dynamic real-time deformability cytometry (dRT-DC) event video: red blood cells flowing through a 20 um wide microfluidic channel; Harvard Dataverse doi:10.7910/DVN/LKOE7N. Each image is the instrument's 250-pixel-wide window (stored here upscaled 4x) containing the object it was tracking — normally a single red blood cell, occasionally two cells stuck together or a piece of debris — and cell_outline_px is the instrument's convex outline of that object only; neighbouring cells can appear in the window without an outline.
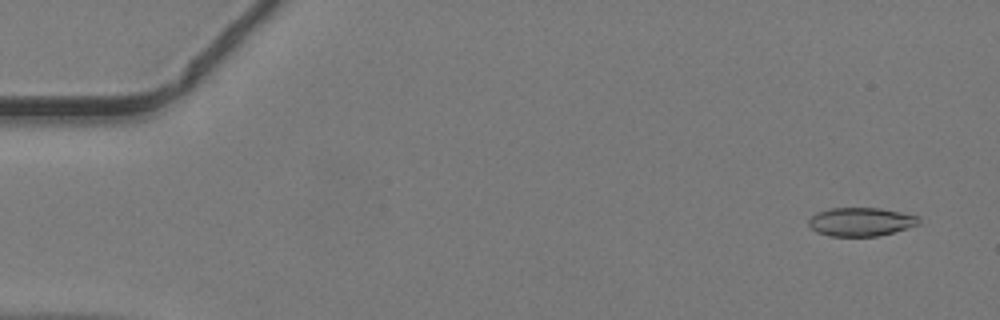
{"species": "common noctule bat (a hibernating species)", "species_latin": "Nyctalus noctula", "temperature_condition": "warm", "stored_images_in_passage": 48, "camera_frame_rate_fps": 3000, "um_per_image_px": 0.085, "animal": {"sex": "male", "body_mass_g": 19.2, "forearm_length_mm": 51.8}, "frame": {"image": 1, "passage_image": 3, "time_ms": 0.667, "image_size_px": [1000, 320], "cell_outline_px": [[920, 224], [892, 232], [876, 236], [828, 236], [816, 232], [808, 224], [808, 220], [816, 212], [832, 208], [880, 208], [920, 216]], "centroid_in_image_um": [73.16, 18.85], "position_along_channel_um": 11.8, "area_um2": 18.32}}
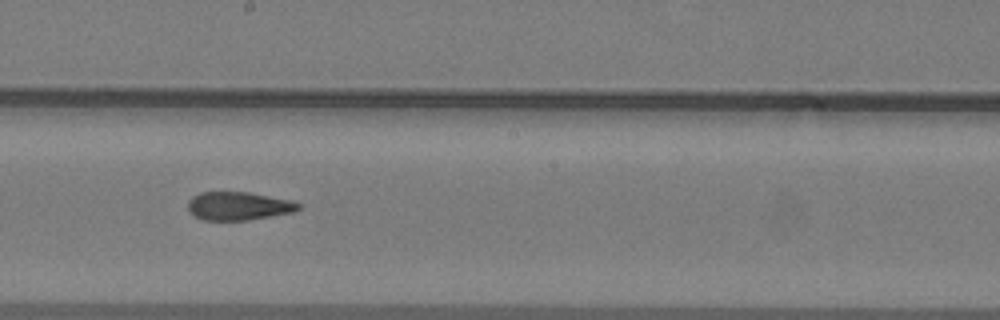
{"frame": {"image": 2, "passage_image": 27, "time_ms": 8.667, "image_size_px": [1000, 320], "cell_outline_px": [[300, 208], [296, 212], [248, 220], [204, 220], [192, 216], [188, 212], [188, 200], [192, 196], [200, 192], [248, 192], [292, 200], [300, 204]], "centroid_in_image_um": [20.26, 17.51], "position_along_channel_um": 227.9, "area_um2": 18.5}}
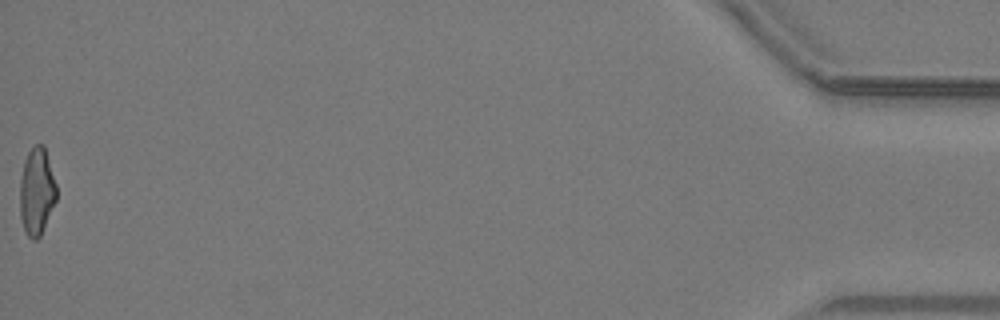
{"frame": {"image": 3, "passage_image": 48, "time_ms": 15.667, "image_size_px": [1000, 320], "cell_outline_px": [[56, 200], [40, 236], [36, 240], [32, 240], [28, 236], [24, 228], [20, 216], [20, 180], [24, 160], [28, 152], [36, 144], [44, 144], [56, 184]], "centroid_in_image_um": [3.11, 16.26], "position_along_channel_um": 432.1, "area_um2": 18.5}}